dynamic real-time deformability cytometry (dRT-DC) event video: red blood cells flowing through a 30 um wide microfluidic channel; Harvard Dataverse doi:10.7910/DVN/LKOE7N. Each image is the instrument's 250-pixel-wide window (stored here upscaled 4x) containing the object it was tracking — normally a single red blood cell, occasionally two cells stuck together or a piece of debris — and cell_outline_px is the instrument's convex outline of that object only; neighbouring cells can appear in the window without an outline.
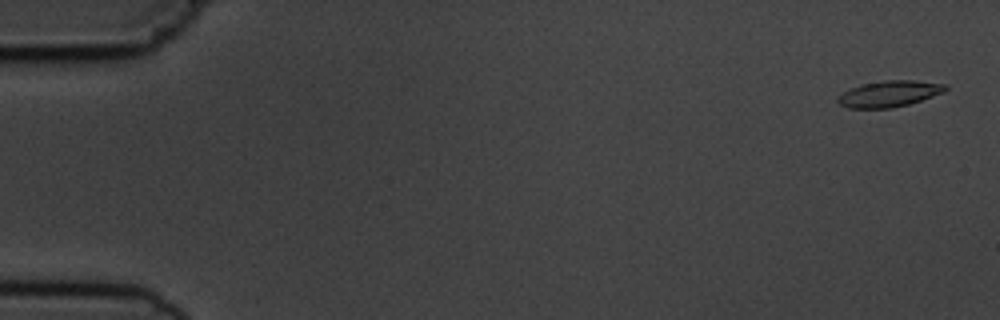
{"species": "common noctule bat (a hibernating species)", "species_latin": "Nyctalus noctula", "temperature_condition": "cold", "stored_images_in_passage": 5, "camera_frame_rate_fps": 3000, "um_per_image_px": 0.085, "animal": {"sex": "male", "body_mass_g": 19.5, "forearm_length_mm": 54.6}, "frame": {"image": 1, "passage_image": 1, "time_ms": 0.0, "image_size_px": [1000, 320], "cell_outline_px": [[948, 88], [944, 92], [908, 104], [888, 108], [848, 108], [840, 104], [836, 100], [836, 96], [860, 84], [884, 80], [912, 80], [944, 84]], "centroid_in_image_um": [75.54, 7.97], "position_along_channel_um": 9.5, "area_um2": 16.24}}
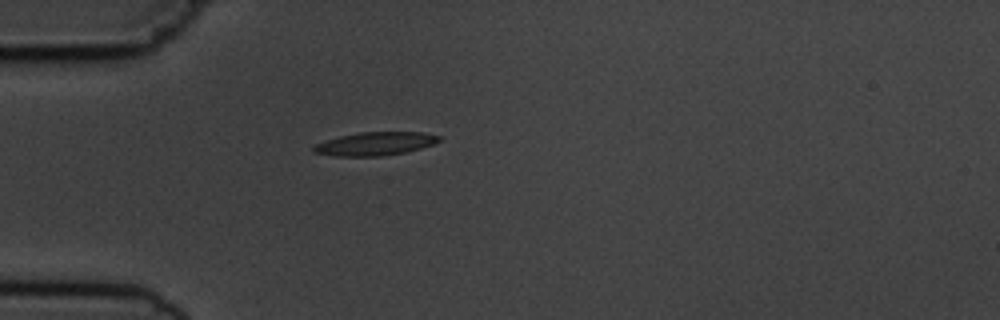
{"frame": {"image": 2, "passage_image": 5, "time_ms": 4.667, "image_size_px": [1000, 320], "cell_outline_px": [[440, 140], [432, 144], [420, 148], [404, 152], [380, 156], [332, 156], [312, 152], [312, 148], [316, 144], [340, 136], [360, 132], [424, 132], [440, 136]], "centroid_in_image_um": [31.86, 12.22], "position_along_channel_um": 53.1, "area_um2": 16.88}}